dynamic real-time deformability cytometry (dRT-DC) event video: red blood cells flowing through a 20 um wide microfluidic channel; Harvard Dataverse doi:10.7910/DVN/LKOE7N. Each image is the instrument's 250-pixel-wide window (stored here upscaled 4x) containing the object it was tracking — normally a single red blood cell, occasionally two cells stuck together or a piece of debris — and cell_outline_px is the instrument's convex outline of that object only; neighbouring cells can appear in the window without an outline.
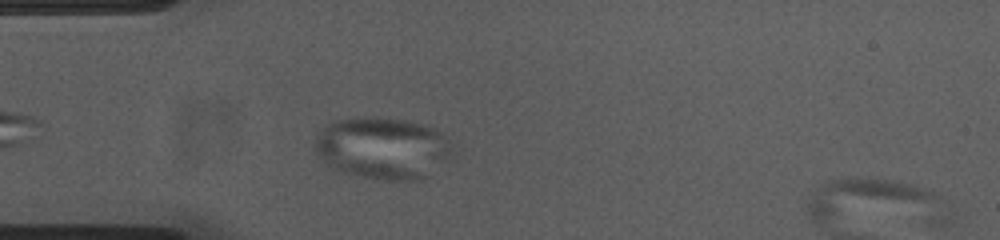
{"species": "common noctule bat (a hibernating species)", "species_latin": "Nyctalus noctula", "temperature_condition": "cold", "stored_images_in_passage": 7, "camera_frame_rate_fps": 3000, "um_per_image_px": 0.085, "animal": {"sex": "female", "body_mass_g": 23.0, "forearm_length_mm": 53.4}, "frame": {"image": 1, "passage_image": 6, "time_ms": 1.667, "image_size_px": [1000, 240], "cell_outline_px": [[456, 152], [420, 180], [384, 180], [360, 176], [344, 172], [320, 160], [316, 156], [316, 136], [324, 124], [336, 120], [356, 116], [376, 116], [404, 120], [424, 124], [440, 132], [452, 144]], "centroid_in_image_um": [32.51, 12.55], "position_along_channel_um": 52.5, "area_um2": 49.88}}